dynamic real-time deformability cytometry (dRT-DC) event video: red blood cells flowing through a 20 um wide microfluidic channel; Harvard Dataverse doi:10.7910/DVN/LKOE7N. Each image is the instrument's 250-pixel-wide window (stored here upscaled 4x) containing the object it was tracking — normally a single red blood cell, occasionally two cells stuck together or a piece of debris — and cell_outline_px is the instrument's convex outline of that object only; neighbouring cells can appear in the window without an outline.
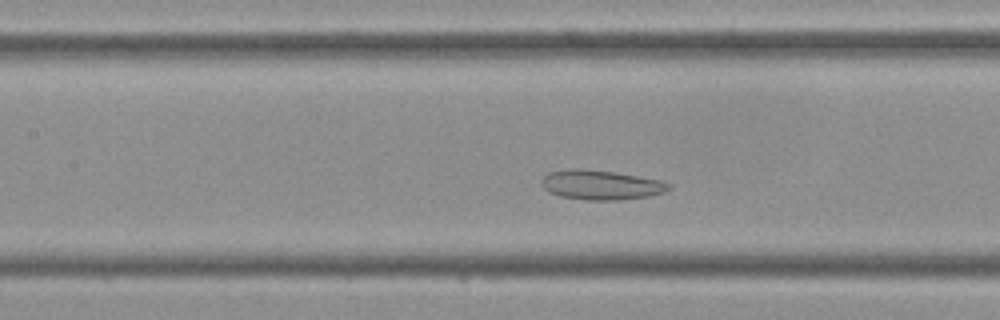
{"species": "Egyptian fruit bat (a non-hibernating species)", "species_latin": "Rousettus aegyptiacus", "temperature_condition": "cold", "stored_images_in_passage": 39, "camera_frame_rate_fps": 3000, "um_per_image_px": 0.085, "frame": {"image": 1, "passage_image": 14, "time_ms": 4.333, "image_size_px": [1000, 320], "cell_outline_px": [[672, 188], [664, 192], [648, 196], [620, 200], [584, 200], [560, 196], [548, 192], [540, 184], [540, 180], [548, 172], [568, 168], [584, 168], [612, 172], [660, 180], [672, 184]], "centroid_in_image_um": [51.04, 15.71], "position_along_channel_um": 156.4, "area_um2": 22.14}}
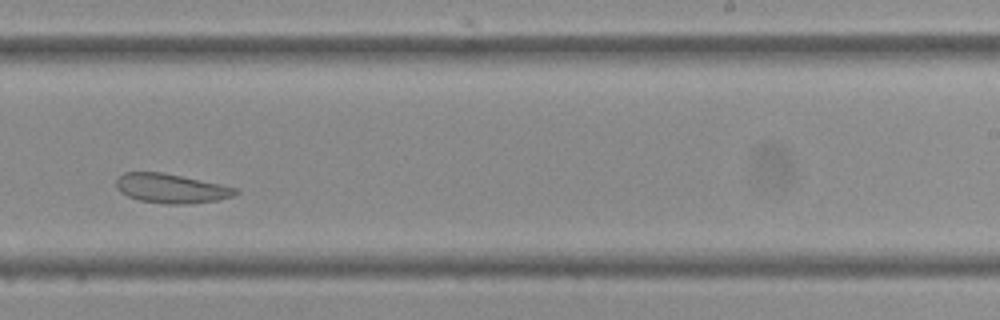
{"frame": {"image": 2, "passage_image": 22, "time_ms": 7.0, "image_size_px": [1000, 320], "cell_outline_px": [[240, 192], [232, 196], [216, 200], [188, 204], [164, 204], [140, 200], [128, 196], [120, 192], [116, 188], [116, 180], [124, 172], [160, 172], [240, 188]], "centroid_in_image_um": [14.55, 16.02], "position_along_channel_um": 274.4, "area_um2": 20.29}}
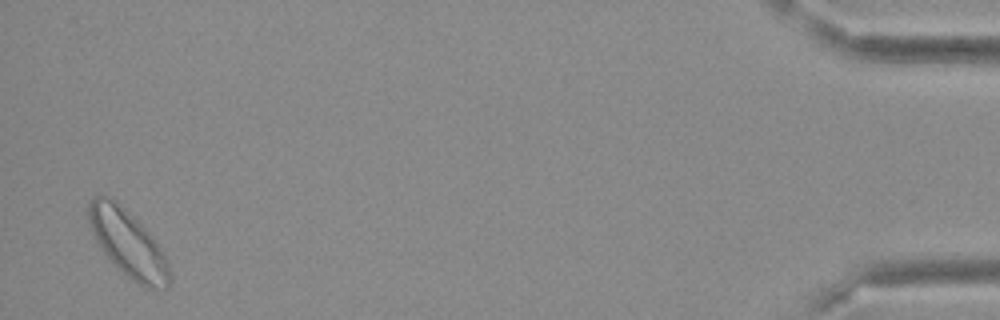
{"frame": {"image": 3, "passage_image": 38, "time_ms": 12.333, "image_size_px": [1000, 320], "cell_outline_px": [[172, 280], [168, 288], [152, 292], [144, 288], [132, 280], [116, 268], [104, 252], [96, 240], [92, 232], [88, 220], [88, 204], [92, 196], [112, 196], [152, 236], [160, 248], [168, 264], [172, 276]], "centroid_in_image_um": [10.9, 20.75], "position_along_channel_um": 424.3, "area_um2": 31.79}}